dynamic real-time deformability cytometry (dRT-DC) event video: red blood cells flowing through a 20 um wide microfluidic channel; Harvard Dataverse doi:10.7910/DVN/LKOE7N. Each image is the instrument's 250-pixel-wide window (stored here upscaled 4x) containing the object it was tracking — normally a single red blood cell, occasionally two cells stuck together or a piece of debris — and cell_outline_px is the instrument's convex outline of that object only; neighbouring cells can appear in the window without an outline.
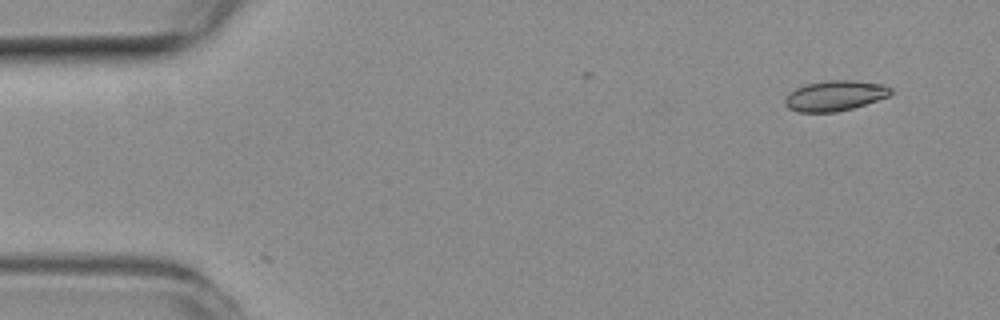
{"species": "common noctule bat (a hibernating species)", "species_latin": "Nyctalus noctula", "temperature_condition": "room temperature", "stored_images_in_passage": 3, "camera_frame_rate_fps": 3000, "um_per_image_px": 0.085, "animal": {"sex": "female", "body_mass_g": 19.3, "forearm_length_mm": 54.1}, "frame": {"image": 1, "passage_image": 1, "time_ms": 0.0, "image_size_px": [1000, 320], "cell_outline_px": [[892, 92], [888, 96], [852, 108], [836, 112], [796, 112], [788, 108], [784, 104], [784, 100], [788, 92], [804, 84], [828, 80], [852, 80], [884, 84], [892, 88]], "centroid_in_image_um": [70.92, 8.13], "position_along_channel_um": 14.1, "area_um2": 18.79}}